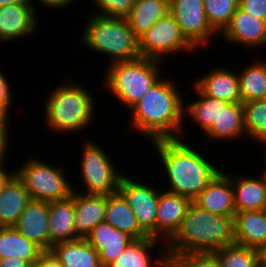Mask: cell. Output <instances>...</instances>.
Segmentation results:
<instances>
[{
    "label": "cell",
    "mask_w": 266,
    "mask_h": 267,
    "mask_svg": "<svg viewBox=\"0 0 266 267\" xmlns=\"http://www.w3.org/2000/svg\"><path fill=\"white\" fill-rule=\"evenodd\" d=\"M166 77V78H165ZM164 76L128 112L129 129L137 131L144 139H192L184 125L185 93L179 88L180 81ZM187 137V138H186Z\"/></svg>",
    "instance_id": "1"
},
{
    "label": "cell",
    "mask_w": 266,
    "mask_h": 267,
    "mask_svg": "<svg viewBox=\"0 0 266 267\" xmlns=\"http://www.w3.org/2000/svg\"><path fill=\"white\" fill-rule=\"evenodd\" d=\"M189 142L183 139H161L150 143L156 150L155 155H158L161 173H165L167 184H162V189L193 201L222 170L220 162L223 161L214 162L213 155L201 152L203 148L196 146V142Z\"/></svg>",
    "instance_id": "2"
},
{
    "label": "cell",
    "mask_w": 266,
    "mask_h": 267,
    "mask_svg": "<svg viewBox=\"0 0 266 267\" xmlns=\"http://www.w3.org/2000/svg\"><path fill=\"white\" fill-rule=\"evenodd\" d=\"M74 81L73 78L65 77L62 84L59 83L50 92H46L48 96L44 98L42 106L43 122L52 136L67 133L68 137V134L74 135L77 132L81 134L80 132L86 129L89 131L90 127L95 126V116L98 115L95 109L98 105L94 97L96 94H91L84 84Z\"/></svg>",
    "instance_id": "3"
},
{
    "label": "cell",
    "mask_w": 266,
    "mask_h": 267,
    "mask_svg": "<svg viewBox=\"0 0 266 267\" xmlns=\"http://www.w3.org/2000/svg\"><path fill=\"white\" fill-rule=\"evenodd\" d=\"M235 244L234 216H222L191 203L166 251L214 252Z\"/></svg>",
    "instance_id": "4"
},
{
    "label": "cell",
    "mask_w": 266,
    "mask_h": 267,
    "mask_svg": "<svg viewBox=\"0 0 266 267\" xmlns=\"http://www.w3.org/2000/svg\"><path fill=\"white\" fill-rule=\"evenodd\" d=\"M163 64L166 66V62L140 57L103 66L105 72L102 73L105 74L99 88L114 97L126 108L125 111H129L164 76Z\"/></svg>",
    "instance_id": "5"
},
{
    "label": "cell",
    "mask_w": 266,
    "mask_h": 267,
    "mask_svg": "<svg viewBox=\"0 0 266 267\" xmlns=\"http://www.w3.org/2000/svg\"><path fill=\"white\" fill-rule=\"evenodd\" d=\"M81 29L79 40L82 47L99 53L108 59L107 65L116 62L132 61L141 56L139 39L132 31L126 18L90 14ZM108 56V57H107Z\"/></svg>",
    "instance_id": "6"
},
{
    "label": "cell",
    "mask_w": 266,
    "mask_h": 267,
    "mask_svg": "<svg viewBox=\"0 0 266 267\" xmlns=\"http://www.w3.org/2000/svg\"><path fill=\"white\" fill-rule=\"evenodd\" d=\"M31 156L25 158L27 160L22 165L14 167L15 174L24 183L31 200L52 202L71 197L73 185L78 182H72L74 180H71V174L66 173L68 169L62 166V162L52 166L44 158Z\"/></svg>",
    "instance_id": "7"
},
{
    "label": "cell",
    "mask_w": 266,
    "mask_h": 267,
    "mask_svg": "<svg viewBox=\"0 0 266 267\" xmlns=\"http://www.w3.org/2000/svg\"><path fill=\"white\" fill-rule=\"evenodd\" d=\"M85 140V141H84ZM83 146L81 149V155L79 161L80 171V187L75 188L74 191H79L84 194H96V195H112L118 192V184L120 178L124 174L121 167H117V162L114 164L112 155L107 152L106 149L97 143V140L90 137L88 140L83 138ZM102 146V147H101ZM123 172V173H122ZM83 186V187H82ZM81 187L83 189H81ZM79 189V190H78ZM81 189V190H80Z\"/></svg>",
    "instance_id": "8"
},
{
    "label": "cell",
    "mask_w": 266,
    "mask_h": 267,
    "mask_svg": "<svg viewBox=\"0 0 266 267\" xmlns=\"http://www.w3.org/2000/svg\"><path fill=\"white\" fill-rule=\"evenodd\" d=\"M139 50L142 57L165 62L166 56H178L180 53L197 54L198 50L183 35L175 18L167 13L139 38ZM184 51V52H183Z\"/></svg>",
    "instance_id": "9"
},
{
    "label": "cell",
    "mask_w": 266,
    "mask_h": 267,
    "mask_svg": "<svg viewBox=\"0 0 266 267\" xmlns=\"http://www.w3.org/2000/svg\"><path fill=\"white\" fill-rule=\"evenodd\" d=\"M140 180L143 181L140 182ZM140 180L124 173L118 184V192L127 201L137 218L139 226L149 237L155 239L156 213L162 187L158 183L154 186L155 181H152V184L148 180L145 183L144 178Z\"/></svg>",
    "instance_id": "10"
},
{
    "label": "cell",
    "mask_w": 266,
    "mask_h": 267,
    "mask_svg": "<svg viewBox=\"0 0 266 267\" xmlns=\"http://www.w3.org/2000/svg\"><path fill=\"white\" fill-rule=\"evenodd\" d=\"M169 13L175 18L186 39L201 53L219 35L207 21L204 0H169ZM214 39V40H213ZM206 46V47H205Z\"/></svg>",
    "instance_id": "11"
},
{
    "label": "cell",
    "mask_w": 266,
    "mask_h": 267,
    "mask_svg": "<svg viewBox=\"0 0 266 267\" xmlns=\"http://www.w3.org/2000/svg\"><path fill=\"white\" fill-rule=\"evenodd\" d=\"M219 37L222 38L221 42L227 43V46L233 44V47L243 46L246 51L260 52L262 47H266V21L250 16L238 7L229 25Z\"/></svg>",
    "instance_id": "12"
},
{
    "label": "cell",
    "mask_w": 266,
    "mask_h": 267,
    "mask_svg": "<svg viewBox=\"0 0 266 267\" xmlns=\"http://www.w3.org/2000/svg\"><path fill=\"white\" fill-rule=\"evenodd\" d=\"M33 4H7L0 7V42L19 41L36 34L40 19ZM37 14V15H36Z\"/></svg>",
    "instance_id": "13"
},
{
    "label": "cell",
    "mask_w": 266,
    "mask_h": 267,
    "mask_svg": "<svg viewBox=\"0 0 266 267\" xmlns=\"http://www.w3.org/2000/svg\"><path fill=\"white\" fill-rule=\"evenodd\" d=\"M192 202L185 196L161 189L155 221V239L166 244L178 231Z\"/></svg>",
    "instance_id": "14"
},
{
    "label": "cell",
    "mask_w": 266,
    "mask_h": 267,
    "mask_svg": "<svg viewBox=\"0 0 266 267\" xmlns=\"http://www.w3.org/2000/svg\"><path fill=\"white\" fill-rule=\"evenodd\" d=\"M229 67L216 64L213 68L210 67L206 74L199 75L196 80L193 79L191 83L204 95L229 103L241 102L238 71L235 72Z\"/></svg>",
    "instance_id": "15"
},
{
    "label": "cell",
    "mask_w": 266,
    "mask_h": 267,
    "mask_svg": "<svg viewBox=\"0 0 266 267\" xmlns=\"http://www.w3.org/2000/svg\"><path fill=\"white\" fill-rule=\"evenodd\" d=\"M49 217V202L31 200L13 227L43 251H50Z\"/></svg>",
    "instance_id": "16"
},
{
    "label": "cell",
    "mask_w": 266,
    "mask_h": 267,
    "mask_svg": "<svg viewBox=\"0 0 266 267\" xmlns=\"http://www.w3.org/2000/svg\"><path fill=\"white\" fill-rule=\"evenodd\" d=\"M200 208L222 216H235L231 174L222 169L193 200Z\"/></svg>",
    "instance_id": "17"
},
{
    "label": "cell",
    "mask_w": 266,
    "mask_h": 267,
    "mask_svg": "<svg viewBox=\"0 0 266 267\" xmlns=\"http://www.w3.org/2000/svg\"><path fill=\"white\" fill-rule=\"evenodd\" d=\"M166 253L164 242L148 236L129 243L107 267H162L166 263Z\"/></svg>",
    "instance_id": "18"
},
{
    "label": "cell",
    "mask_w": 266,
    "mask_h": 267,
    "mask_svg": "<svg viewBox=\"0 0 266 267\" xmlns=\"http://www.w3.org/2000/svg\"><path fill=\"white\" fill-rule=\"evenodd\" d=\"M99 254L102 267L116 260L133 239L105 221L97 224L85 237Z\"/></svg>",
    "instance_id": "19"
},
{
    "label": "cell",
    "mask_w": 266,
    "mask_h": 267,
    "mask_svg": "<svg viewBox=\"0 0 266 267\" xmlns=\"http://www.w3.org/2000/svg\"><path fill=\"white\" fill-rule=\"evenodd\" d=\"M74 228L80 238L86 235L100 222L105 220L107 195L84 194L73 191Z\"/></svg>",
    "instance_id": "20"
},
{
    "label": "cell",
    "mask_w": 266,
    "mask_h": 267,
    "mask_svg": "<svg viewBox=\"0 0 266 267\" xmlns=\"http://www.w3.org/2000/svg\"><path fill=\"white\" fill-rule=\"evenodd\" d=\"M203 135L205 136L204 139H207V143L208 141H210L209 143L211 141L218 142V140L227 143L229 140L235 145L236 140L241 142V138L246 140L242 103H230L225 109H222L218 119L214 120L212 126Z\"/></svg>",
    "instance_id": "21"
},
{
    "label": "cell",
    "mask_w": 266,
    "mask_h": 267,
    "mask_svg": "<svg viewBox=\"0 0 266 267\" xmlns=\"http://www.w3.org/2000/svg\"><path fill=\"white\" fill-rule=\"evenodd\" d=\"M235 244L262 250L266 247V213L264 210L236 212Z\"/></svg>",
    "instance_id": "22"
},
{
    "label": "cell",
    "mask_w": 266,
    "mask_h": 267,
    "mask_svg": "<svg viewBox=\"0 0 266 267\" xmlns=\"http://www.w3.org/2000/svg\"><path fill=\"white\" fill-rule=\"evenodd\" d=\"M231 174L236 212L264 210L266 205V185L255 174ZM244 175V176H243Z\"/></svg>",
    "instance_id": "23"
},
{
    "label": "cell",
    "mask_w": 266,
    "mask_h": 267,
    "mask_svg": "<svg viewBox=\"0 0 266 267\" xmlns=\"http://www.w3.org/2000/svg\"><path fill=\"white\" fill-rule=\"evenodd\" d=\"M30 201L24 183L14 174L0 193V227H13Z\"/></svg>",
    "instance_id": "24"
},
{
    "label": "cell",
    "mask_w": 266,
    "mask_h": 267,
    "mask_svg": "<svg viewBox=\"0 0 266 267\" xmlns=\"http://www.w3.org/2000/svg\"><path fill=\"white\" fill-rule=\"evenodd\" d=\"M191 85L193 93L198 98L190 99L191 102L187 100L184 102V119H186L184 124L191 120L189 123L193 121L201 129L199 131L205 133L212 126L214 120L218 119L222 109H225L230 103L204 95L193 83Z\"/></svg>",
    "instance_id": "25"
},
{
    "label": "cell",
    "mask_w": 266,
    "mask_h": 267,
    "mask_svg": "<svg viewBox=\"0 0 266 267\" xmlns=\"http://www.w3.org/2000/svg\"><path fill=\"white\" fill-rule=\"evenodd\" d=\"M50 251L63 267H102L98 252L85 238L55 243Z\"/></svg>",
    "instance_id": "26"
},
{
    "label": "cell",
    "mask_w": 266,
    "mask_h": 267,
    "mask_svg": "<svg viewBox=\"0 0 266 267\" xmlns=\"http://www.w3.org/2000/svg\"><path fill=\"white\" fill-rule=\"evenodd\" d=\"M49 211L50 249L55 243L80 238L74 228V201L71 197L49 202Z\"/></svg>",
    "instance_id": "27"
},
{
    "label": "cell",
    "mask_w": 266,
    "mask_h": 267,
    "mask_svg": "<svg viewBox=\"0 0 266 267\" xmlns=\"http://www.w3.org/2000/svg\"><path fill=\"white\" fill-rule=\"evenodd\" d=\"M105 222L129 235L133 240L144 239L148 234L139 226L136 216L123 196L117 192L107 195Z\"/></svg>",
    "instance_id": "28"
},
{
    "label": "cell",
    "mask_w": 266,
    "mask_h": 267,
    "mask_svg": "<svg viewBox=\"0 0 266 267\" xmlns=\"http://www.w3.org/2000/svg\"><path fill=\"white\" fill-rule=\"evenodd\" d=\"M258 56L251 59L252 63L247 61L241 71L237 68L241 103L266 99V59Z\"/></svg>",
    "instance_id": "29"
},
{
    "label": "cell",
    "mask_w": 266,
    "mask_h": 267,
    "mask_svg": "<svg viewBox=\"0 0 266 267\" xmlns=\"http://www.w3.org/2000/svg\"><path fill=\"white\" fill-rule=\"evenodd\" d=\"M167 13L169 0H134L133 7L125 18L139 38Z\"/></svg>",
    "instance_id": "30"
},
{
    "label": "cell",
    "mask_w": 266,
    "mask_h": 267,
    "mask_svg": "<svg viewBox=\"0 0 266 267\" xmlns=\"http://www.w3.org/2000/svg\"><path fill=\"white\" fill-rule=\"evenodd\" d=\"M43 250L14 227H0V259L19 258L32 266Z\"/></svg>",
    "instance_id": "31"
},
{
    "label": "cell",
    "mask_w": 266,
    "mask_h": 267,
    "mask_svg": "<svg viewBox=\"0 0 266 267\" xmlns=\"http://www.w3.org/2000/svg\"><path fill=\"white\" fill-rule=\"evenodd\" d=\"M247 140L262 148L266 144V99L243 102Z\"/></svg>",
    "instance_id": "32"
},
{
    "label": "cell",
    "mask_w": 266,
    "mask_h": 267,
    "mask_svg": "<svg viewBox=\"0 0 266 267\" xmlns=\"http://www.w3.org/2000/svg\"><path fill=\"white\" fill-rule=\"evenodd\" d=\"M218 267H261V250L233 244L213 252Z\"/></svg>",
    "instance_id": "33"
},
{
    "label": "cell",
    "mask_w": 266,
    "mask_h": 267,
    "mask_svg": "<svg viewBox=\"0 0 266 267\" xmlns=\"http://www.w3.org/2000/svg\"><path fill=\"white\" fill-rule=\"evenodd\" d=\"M239 7V0H204V9L211 28L220 35Z\"/></svg>",
    "instance_id": "34"
},
{
    "label": "cell",
    "mask_w": 266,
    "mask_h": 267,
    "mask_svg": "<svg viewBox=\"0 0 266 267\" xmlns=\"http://www.w3.org/2000/svg\"><path fill=\"white\" fill-rule=\"evenodd\" d=\"M166 252L168 267H218L213 252Z\"/></svg>",
    "instance_id": "35"
},
{
    "label": "cell",
    "mask_w": 266,
    "mask_h": 267,
    "mask_svg": "<svg viewBox=\"0 0 266 267\" xmlns=\"http://www.w3.org/2000/svg\"><path fill=\"white\" fill-rule=\"evenodd\" d=\"M92 2V6L97 7L93 10V14L122 18L130 13L134 4V0H93Z\"/></svg>",
    "instance_id": "36"
},
{
    "label": "cell",
    "mask_w": 266,
    "mask_h": 267,
    "mask_svg": "<svg viewBox=\"0 0 266 267\" xmlns=\"http://www.w3.org/2000/svg\"><path fill=\"white\" fill-rule=\"evenodd\" d=\"M10 116L4 113H0V165H5V162L8 164L9 155H10V138L9 135L10 129ZM10 136V137H9ZM9 153V155H8Z\"/></svg>",
    "instance_id": "37"
},
{
    "label": "cell",
    "mask_w": 266,
    "mask_h": 267,
    "mask_svg": "<svg viewBox=\"0 0 266 267\" xmlns=\"http://www.w3.org/2000/svg\"><path fill=\"white\" fill-rule=\"evenodd\" d=\"M5 76L4 72L0 70V113L10 115L11 103H14L12 102L14 98L13 87H11L12 84L10 85L8 77Z\"/></svg>",
    "instance_id": "38"
},
{
    "label": "cell",
    "mask_w": 266,
    "mask_h": 267,
    "mask_svg": "<svg viewBox=\"0 0 266 267\" xmlns=\"http://www.w3.org/2000/svg\"><path fill=\"white\" fill-rule=\"evenodd\" d=\"M239 7L250 16L266 21V0H239Z\"/></svg>",
    "instance_id": "39"
},
{
    "label": "cell",
    "mask_w": 266,
    "mask_h": 267,
    "mask_svg": "<svg viewBox=\"0 0 266 267\" xmlns=\"http://www.w3.org/2000/svg\"><path fill=\"white\" fill-rule=\"evenodd\" d=\"M33 267H63L51 251H43Z\"/></svg>",
    "instance_id": "40"
},
{
    "label": "cell",
    "mask_w": 266,
    "mask_h": 267,
    "mask_svg": "<svg viewBox=\"0 0 266 267\" xmlns=\"http://www.w3.org/2000/svg\"><path fill=\"white\" fill-rule=\"evenodd\" d=\"M35 3L39 2V6L45 7V9H53V10H66L69 8L66 7H72L74 6L73 3L76 2V0H32Z\"/></svg>",
    "instance_id": "41"
},
{
    "label": "cell",
    "mask_w": 266,
    "mask_h": 267,
    "mask_svg": "<svg viewBox=\"0 0 266 267\" xmlns=\"http://www.w3.org/2000/svg\"><path fill=\"white\" fill-rule=\"evenodd\" d=\"M0 267H33L29 262L19 258L7 257L0 259Z\"/></svg>",
    "instance_id": "42"
},
{
    "label": "cell",
    "mask_w": 266,
    "mask_h": 267,
    "mask_svg": "<svg viewBox=\"0 0 266 267\" xmlns=\"http://www.w3.org/2000/svg\"><path fill=\"white\" fill-rule=\"evenodd\" d=\"M6 166L8 165H0V193L6 182L15 174L14 167H12L13 169L11 170L10 168H6Z\"/></svg>",
    "instance_id": "43"
},
{
    "label": "cell",
    "mask_w": 266,
    "mask_h": 267,
    "mask_svg": "<svg viewBox=\"0 0 266 267\" xmlns=\"http://www.w3.org/2000/svg\"><path fill=\"white\" fill-rule=\"evenodd\" d=\"M7 4H33L36 5L32 0H0V7Z\"/></svg>",
    "instance_id": "44"
},
{
    "label": "cell",
    "mask_w": 266,
    "mask_h": 267,
    "mask_svg": "<svg viewBox=\"0 0 266 267\" xmlns=\"http://www.w3.org/2000/svg\"><path fill=\"white\" fill-rule=\"evenodd\" d=\"M264 149V150H263ZM262 151L265 153L264 154V158H262V160L265 162L264 163V165H265V167L263 168V169H261L262 170V173H261V171H259V172H257L258 174H261V175H258L261 179H262V182L266 185V149L263 147L262 148Z\"/></svg>",
    "instance_id": "45"
},
{
    "label": "cell",
    "mask_w": 266,
    "mask_h": 267,
    "mask_svg": "<svg viewBox=\"0 0 266 267\" xmlns=\"http://www.w3.org/2000/svg\"><path fill=\"white\" fill-rule=\"evenodd\" d=\"M261 267H266V247L261 250Z\"/></svg>",
    "instance_id": "46"
},
{
    "label": "cell",
    "mask_w": 266,
    "mask_h": 267,
    "mask_svg": "<svg viewBox=\"0 0 266 267\" xmlns=\"http://www.w3.org/2000/svg\"><path fill=\"white\" fill-rule=\"evenodd\" d=\"M162 267H168L167 263H165Z\"/></svg>",
    "instance_id": "47"
}]
</instances>
